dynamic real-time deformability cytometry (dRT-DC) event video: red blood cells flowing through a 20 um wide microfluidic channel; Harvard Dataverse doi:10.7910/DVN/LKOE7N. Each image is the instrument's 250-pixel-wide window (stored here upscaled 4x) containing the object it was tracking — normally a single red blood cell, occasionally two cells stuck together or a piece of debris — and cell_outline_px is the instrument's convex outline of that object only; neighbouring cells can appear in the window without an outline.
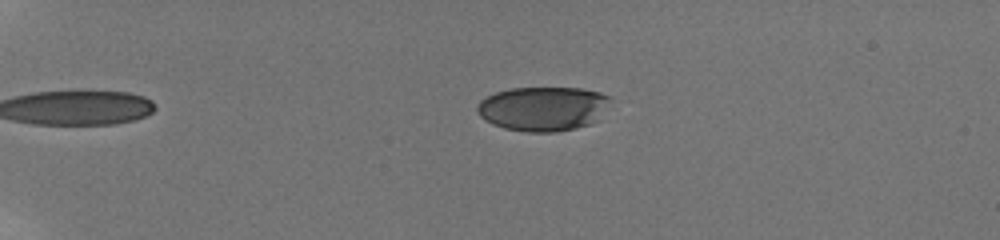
{"species": "human", "species_latin": "Homo sapiens", "temperature_condition": "room temperature", "stored_images_in_passage": 45, "camera_frame_rate_fps": 3000, "um_per_image_px": 0.085, "donor": {"sex": "male"}, "frame": {"image": 1, "passage_image": 16, "time_ms": 5.0, "image_size_px": [1000, 240], "cell_outline_px": [[608, 96], [596, 120], [588, 124], [576, 128], [556, 132], [524, 132], [504, 128], [492, 124], [484, 120], [480, 116], [476, 108], [476, 104], [480, 100], [496, 92], [512, 88], [580, 88], [600, 92]], "centroid_in_image_um": [46.04, 9.24], "position_along_channel_um": 39.0, "area_um2": 33.93}}
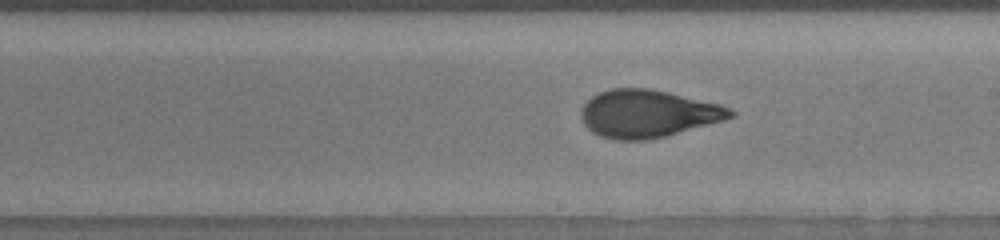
{"frame": {"image": 2, "passage_image": 38, "time_ms": 12.333, "image_size_px": [1000, 240], "cell_outline_px": [[736, 116], [724, 120], [664, 136], [648, 140], [612, 140], [600, 136], [592, 132], [584, 124], [580, 116], [580, 108], [592, 96], [600, 92], [612, 88], [648, 88], [668, 92], [720, 104], [732, 108], [736, 112]], "centroid_in_image_um": [55.06, 9.66], "position_along_channel_um": 233.9, "area_um2": 41.5}}
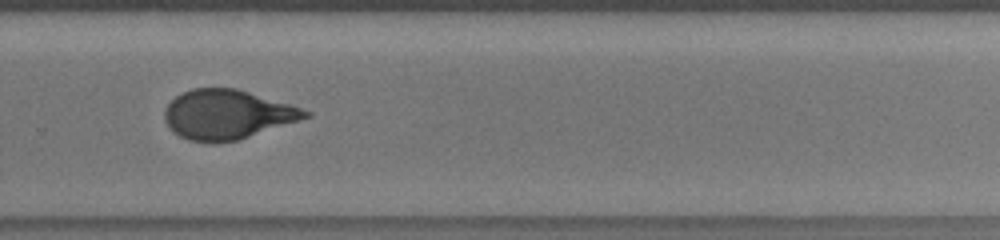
{"frame": {"image": 3, "passage_image": 43, "time_ms": 1681.0, "image_size_px": [1000, 240], "cell_outline_px": [[312, 116], [236, 140], [216, 144], [188, 140], [172, 132], [164, 120], [164, 112], [168, 104], [176, 96], [192, 88], [236, 88], [288, 104], [312, 112]], "centroid_in_image_um": [19.27, 9.74], "position_along_channel_um": 310.5, "area_um2": 40.23}}